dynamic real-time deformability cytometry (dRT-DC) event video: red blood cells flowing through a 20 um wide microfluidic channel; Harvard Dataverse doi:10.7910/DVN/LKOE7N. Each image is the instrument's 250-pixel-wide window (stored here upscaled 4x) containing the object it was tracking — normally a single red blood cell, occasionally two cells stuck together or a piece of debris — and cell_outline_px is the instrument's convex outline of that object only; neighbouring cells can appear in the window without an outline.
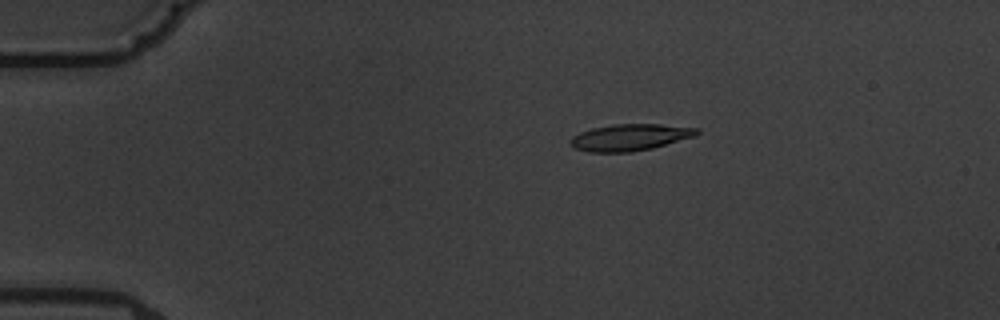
{"species": "common noctule bat (a hibernating species)", "species_latin": "Nyctalus noctula", "temperature_condition": "warm", "stored_images_in_passage": 5, "camera_frame_rate_fps": 3000, "um_per_image_px": 0.085, "animal": {"sex": "male", "body_mass_g": 19.5, "forearm_length_mm": 54.6}, "frame": {"image": 1, "passage_image": 3, "time_ms": 3.333, "image_size_px": [1000, 320], "cell_outline_px": [[700, 132], [696, 136], [652, 148], [632, 152], [588, 152], [572, 148], [568, 144], [572, 136], [580, 132], [592, 128], [612, 124], [660, 124], [696, 128]], "centroid_in_image_um": [53.5, 11.68], "position_along_channel_um": 31.5, "area_um2": 19.77}}